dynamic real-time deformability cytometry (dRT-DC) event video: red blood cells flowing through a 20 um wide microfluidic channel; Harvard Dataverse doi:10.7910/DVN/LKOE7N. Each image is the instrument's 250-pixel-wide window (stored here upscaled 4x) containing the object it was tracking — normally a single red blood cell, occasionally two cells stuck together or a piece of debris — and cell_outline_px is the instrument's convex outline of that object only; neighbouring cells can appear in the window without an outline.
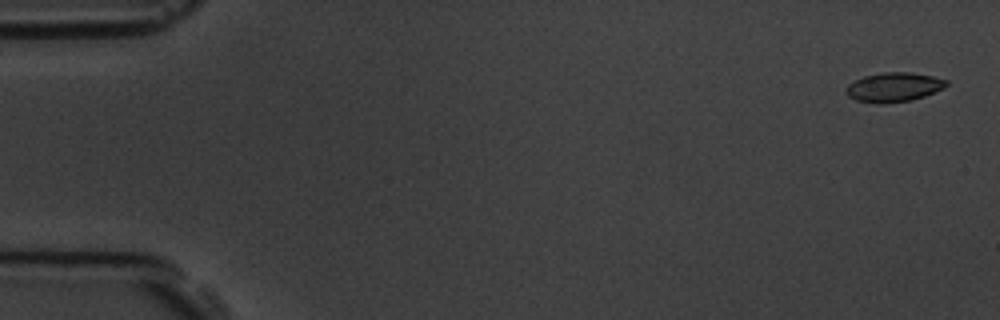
{"species": "common noctule bat (a hibernating species)", "species_latin": "Nyctalus noctula", "temperature_condition": "room temperature", "stored_images_in_passage": 4, "camera_frame_rate_fps": 3000, "um_per_image_px": 0.085, "animal": {"sex": "male", "body_mass_g": 19.5, "forearm_length_mm": 54.6}, "frame": {"image": 1, "passage_image": 1, "time_ms": 0.0, "image_size_px": [1000, 320], "cell_outline_px": [[948, 84], [944, 88], [924, 96], [908, 100], [884, 104], [876, 104], [856, 100], [848, 96], [844, 92], [848, 84], [864, 76], [884, 72], [908, 72], [932, 76], [948, 80]], "centroid_in_image_um": [75.95, 7.41], "position_along_channel_um": 9.1, "area_um2": 17.11}}
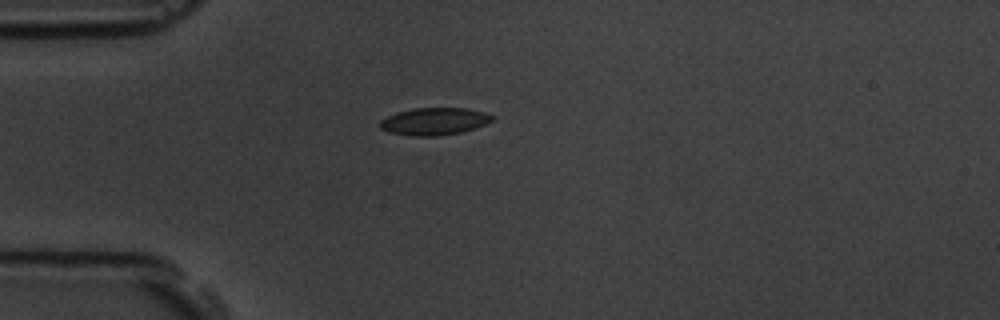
{"frame": {"image": 2, "passage_image": 4, "time_ms": 4.333, "image_size_px": [1000, 320], "cell_outline_px": [[496, 116], [492, 120], [484, 124], [460, 132], [436, 136], [408, 136], [388, 132], [380, 128], [380, 120], [396, 112], [412, 108], [464, 108], [484, 112]], "centroid_in_image_um": [36.87, 10.31], "position_along_channel_um": 48.1, "area_um2": 17.8}}